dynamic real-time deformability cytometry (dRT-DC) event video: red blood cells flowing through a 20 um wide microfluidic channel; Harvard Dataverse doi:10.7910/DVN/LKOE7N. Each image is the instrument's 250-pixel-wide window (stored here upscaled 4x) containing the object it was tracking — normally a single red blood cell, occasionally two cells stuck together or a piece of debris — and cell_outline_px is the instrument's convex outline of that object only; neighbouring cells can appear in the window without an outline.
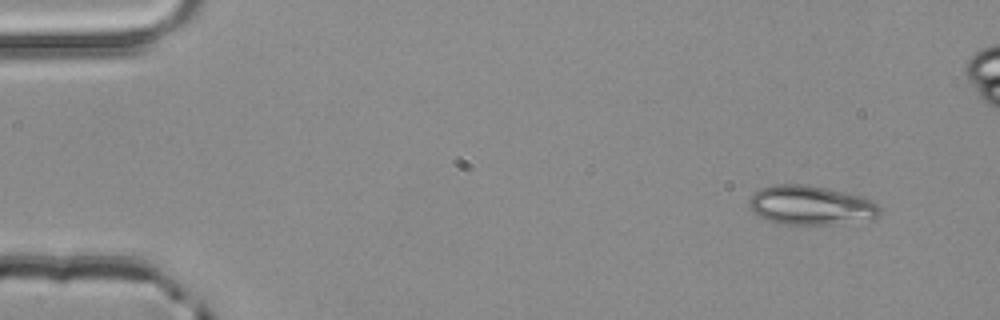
{"species": "common noctule bat (a hibernating species)", "species_latin": "Nyctalus noctula", "temperature_condition": "room temperature", "stored_images_in_passage": 4, "camera_frame_rate_fps": 3000, "um_per_image_px": 0.085, "animal": {"sex": "male", "body_mass_g": 20.4}, "frame": {"image": 1, "passage_image": 1, "time_ms": 0.0, "image_size_px": [1000, 320], "cell_outline_px": [[880, 212], [872, 220], [828, 224], [784, 224], [768, 220], [756, 216], [748, 204], [748, 200], [760, 188], [772, 184], [804, 184], [824, 188], [860, 196], [872, 200], [880, 208]], "centroid_in_image_um": [68.88, 17.45], "position_along_channel_um": 16.1, "area_um2": 29.71}}